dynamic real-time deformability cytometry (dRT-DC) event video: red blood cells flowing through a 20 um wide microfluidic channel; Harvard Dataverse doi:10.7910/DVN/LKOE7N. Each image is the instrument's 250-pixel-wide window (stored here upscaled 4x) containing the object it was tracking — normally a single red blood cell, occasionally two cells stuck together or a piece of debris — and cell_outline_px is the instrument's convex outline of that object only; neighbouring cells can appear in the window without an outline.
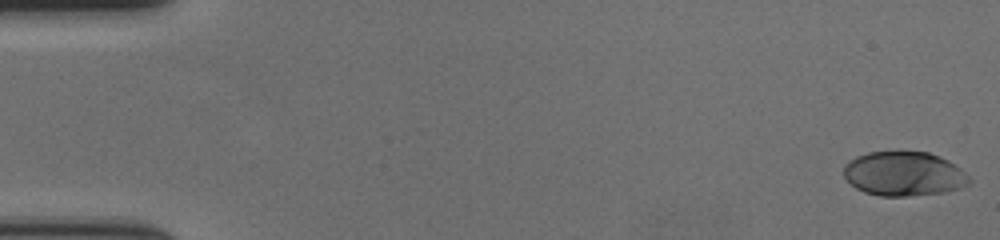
{"species": "human", "species_latin": "Homo sapiens", "temperature_condition": "cold", "stored_images_in_passage": 59, "camera_frame_rate_fps": 3000, "um_per_image_px": 0.085, "donor": {"sex": "female"}, "frame": {"image": 1, "passage_image": 1, "time_ms": 0.0, "image_size_px": [1000, 240], "cell_outline_px": [[972, 180], [968, 184], [960, 188], [944, 192], [908, 196], [880, 196], [864, 192], [856, 188], [844, 176], [844, 164], [848, 160], [856, 156], [868, 152], [928, 152], [940, 156], [948, 160], [960, 168]], "centroid_in_image_um": [76.82, 14.77], "position_along_channel_um": 8.2, "area_um2": 32.43}}
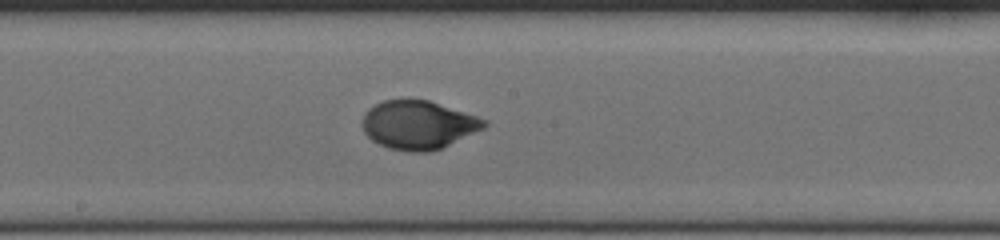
{"frame": {"image": 2, "passage_image": 32, "time_ms": 10.333, "image_size_px": [1000, 240], "cell_outline_px": [[488, 124], [484, 128], [440, 148], [428, 152], [408, 152], [388, 148], [372, 140], [364, 132], [360, 124], [364, 112], [368, 108], [384, 100], [404, 96], [408, 96], [428, 100], [488, 120]], "centroid_in_image_um": [35.49, 10.57], "position_along_channel_um": 212.7, "area_um2": 34.97}}
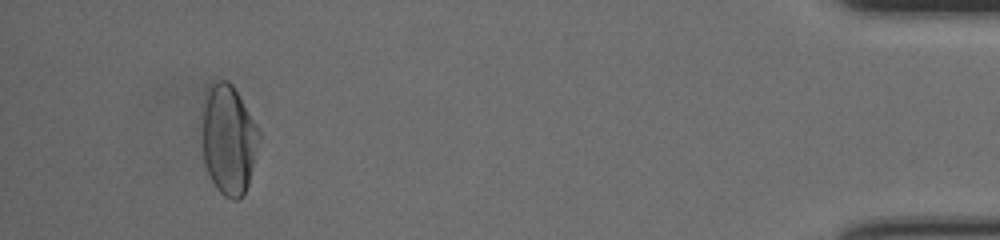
{"frame": {"image": 3, "passage_image": 55, "time_ms": 18.0, "image_size_px": [1000, 240], "cell_outline_px": [[260, 136], [248, 184], [244, 196], [236, 200], [232, 200], [224, 196], [216, 188], [204, 164], [204, 108], [208, 88], [216, 80], [228, 80], [232, 84], [260, 132]], "centroid_in_image_um": [19.45, 11.9], "position_along_channel_um": 415.8, "area_um2": 35.55}, "authors_computed_cell_mechanics": {"area_um2": 33.813, "velocity_mm_per_s": 3.5431, "shape_relaxation_time_tau1_ms": 3.6111, "shape_relaxation_time_tau2_ms": null, "deformation_change_tau1": 0.1744, "deformation_change_tau2": null}}